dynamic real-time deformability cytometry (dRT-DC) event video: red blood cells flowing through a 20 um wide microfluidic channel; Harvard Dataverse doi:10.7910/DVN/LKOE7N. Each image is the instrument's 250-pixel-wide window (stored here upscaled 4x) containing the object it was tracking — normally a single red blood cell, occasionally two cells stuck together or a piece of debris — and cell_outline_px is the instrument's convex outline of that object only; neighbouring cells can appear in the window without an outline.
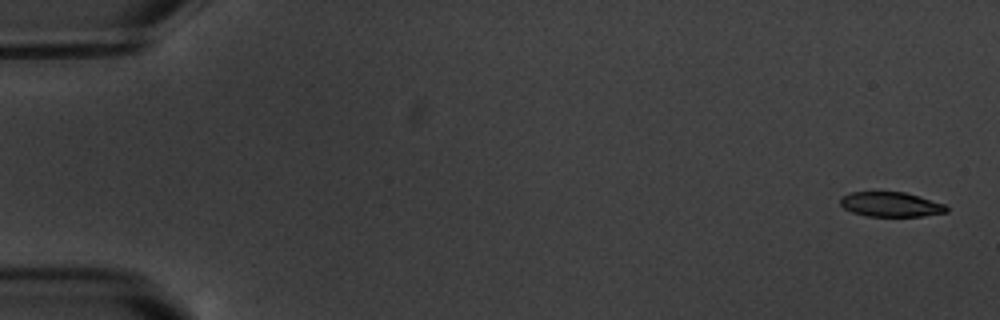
{"species": "common noctule bat (a hibernating species)", "species_latin": "Nyctalus noctula", "temperature_condition": "warm", "stored_images_in_passage": 8, "camera_frame_rate_fps": 3000, "um_per_image_px": 0.085, "animal": {"sex": "male", "body_mass_g": 20.1, "forearm_length_mm": 53.5}, "frame": {"image": 1, "passage_image": 1, "time_ms": 0.0, "image_size_px": [1000, 320], "cell_outline_px": [[948, 212], [920, 216], [868, 216], [852, 212], [844, 208], [840, 204], [840, 200], [844, 196], [852, 192], [904, 192], [920, 196], [944, 204], [948, 208]], "centroid_in_image_um": [75.74, 17.37], "position_along_channel_um": 9.3, "area_um2": 15.14}}
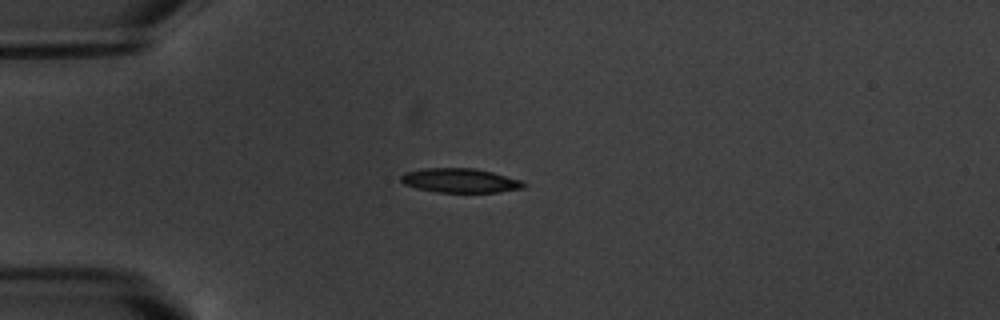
{"frame": {"image": 2, "passage_image": 5, "time_ms": 4.667, "image_size_px": [1000, 320], "cell_outline_px": [[528, 184], [524, 188], [496, 192], [436, 192], [416, 188], [404, 184], [400, 180], [400, 176], [404, 172], [424, 168], [472, 168], [492, 172], [520, 180]], "centroid_in_image_um": [39.08, 15.34], "position_along_channel_um": 45.9, "area_um2": 17.34}}